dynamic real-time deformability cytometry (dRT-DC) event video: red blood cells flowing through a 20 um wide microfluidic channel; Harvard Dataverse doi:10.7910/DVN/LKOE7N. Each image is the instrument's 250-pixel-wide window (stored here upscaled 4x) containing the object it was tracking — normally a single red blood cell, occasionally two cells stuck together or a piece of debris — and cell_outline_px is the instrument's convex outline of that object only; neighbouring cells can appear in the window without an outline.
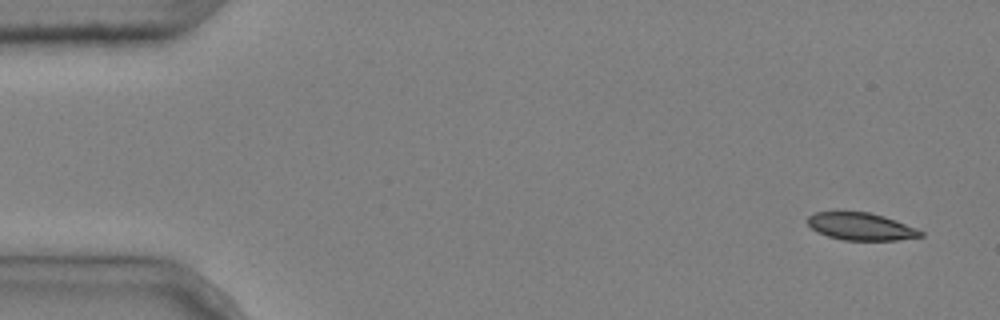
{"species": "common noctule bat (a hibernating species)", "species_latin": "Nyctalus noctula", "temperature_condition": "cold", "stored_images_in_passage": 5, "camera_frame_rate_fps": 3000, "um_per_image_px": 0.085, "animal": {"sex": "male", "body_mass_g": 20.4}, "frame": {"image": 1, "passage_image": 1, "time_ms": 0.0, "image_size_px": [1000, 320], "cell_outline_px": [[924, 236], [896, 240], [844, 240], [828, 236], [816, 232], [808, 224], [808, 216], [816, 212], [868, 212], [884, 216], [896, 220], [916, 228], [924, 232]], "centroid_in_image_um": [73.19, 19.26], "position_along_channel_um": 11.8, "area_um2": 17.98}}